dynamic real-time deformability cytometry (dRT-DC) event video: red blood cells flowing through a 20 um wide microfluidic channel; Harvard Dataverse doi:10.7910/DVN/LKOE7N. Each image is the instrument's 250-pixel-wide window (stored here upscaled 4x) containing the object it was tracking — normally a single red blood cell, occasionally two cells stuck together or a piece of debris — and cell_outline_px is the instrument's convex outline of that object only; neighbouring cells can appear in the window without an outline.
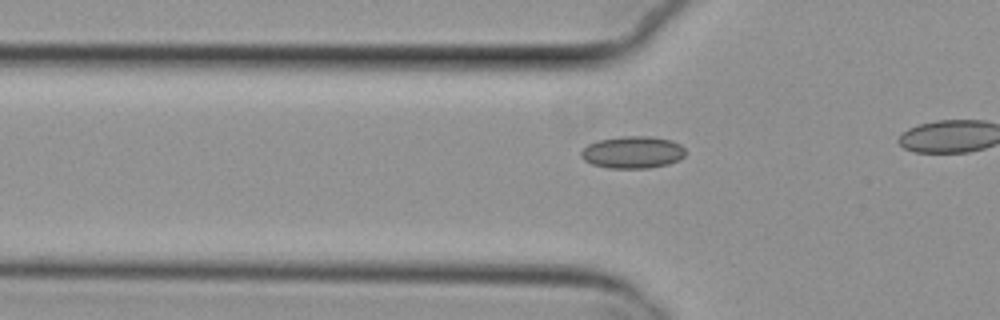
{"species": "common noctule bat (a hibernating species)", "species_latin": "Nyctalus noctula", "temperature_condition": "cold", "stored_images_in_passage": 10, "camera_frame_rate_fps": 3000, "um_per_image_px": 0.085, "animal": {"sex": "female", "body_mass_g": 29.2, "forearm_length_mm": 56.3}, "frame": {"image": 1, "passage_image": 4, "time_ms": 1.0, "image_size_px": [1000, 320], "cell_outline_px": [[684, 156], [680, 160], [668, 164], [648, 168], [608, 168], [592, 164], [584, 160], [580, 156], [580, 152], [588, 144], [596, 140], [624, 136], [652, 136], [672, 140], [680, 144], [684, 148]], "centroid_in_image_um": [53.77, 12.94], "position_along_channel_um": 72.0, "area_um2": 19.71}}
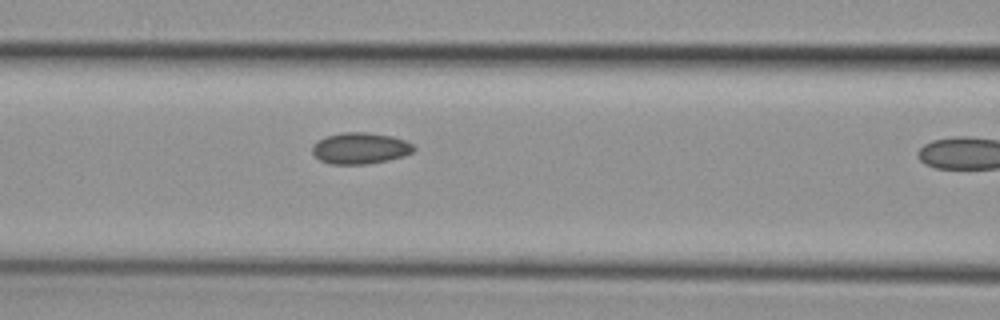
{"frame": {"image": 2, "passage_image": 9, "time_ms": 2.667, "image_size_px": [1000, 320], "cell_outline_px": [[416, 148], [412, 152], [404, 156], [388, 160], [368, 164], [332, 164], [320, 160], [312, 152], [312, 144], [316, 140], [324, 136], [340, 132], [368, 132], [392, 136], [404, 140], [412, 144]], "centroid_in_image_um": [30.59, 12.59], "position_along_channel_um": 136.0, "area_um2": 18.73}}